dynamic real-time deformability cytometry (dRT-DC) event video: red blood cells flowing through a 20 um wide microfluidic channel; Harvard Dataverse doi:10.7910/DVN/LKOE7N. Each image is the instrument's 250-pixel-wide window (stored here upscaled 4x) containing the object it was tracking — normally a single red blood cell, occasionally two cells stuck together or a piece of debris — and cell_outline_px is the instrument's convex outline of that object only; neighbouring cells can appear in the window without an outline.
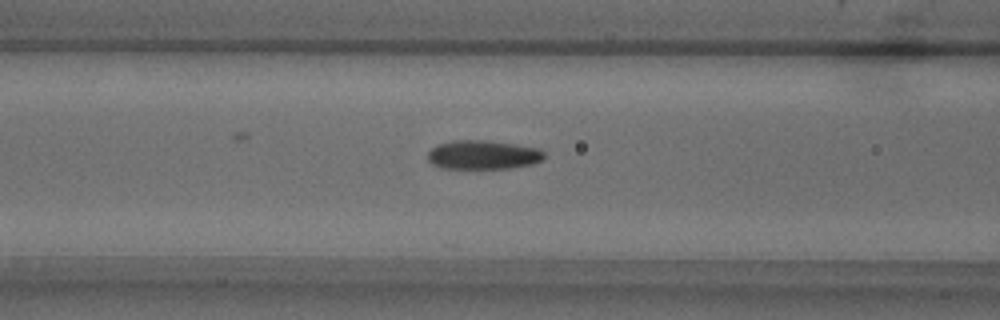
{"species": "common noctule bat (a hibernating species)", "species_latin": "Nyctalus noctula", "temperature_condition": "warm", "stored_images_in_passage": 33, "camera_frame_rate_fps": 3000, "um_per_image_px": 0.085, "animal": {"sex": "male", "body_mass_g": 18.8}, "frame": {"image": 1, "passage_image": 6, "time_ms": 1.667, "image_size_px": [1000, 320], "cell_outline_px": [[544, 160], [532, 164], [512, 168], [440, 168], [432, 164], [428, 160], [428, 152], [436, 144], [452, 140], [488, 140], [516, 144], [540, 148], [544, 152]], "centroid_in_image_um": [41.07, 13.15], "position_along_channel_um": 125.5, "area_um2": 19.94}}
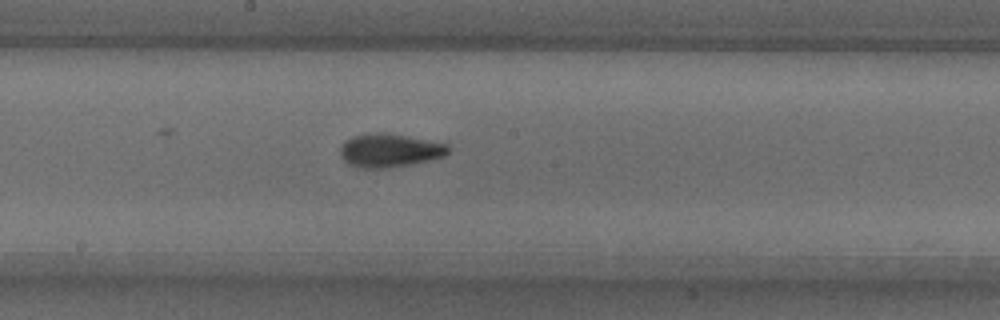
{"frame": {"image": 2, "passage_image": 13, "time_ms": 4.0, "image_size_px": [1000, 320], "cell_outline_px": [[448, 152], [444, 156], [412, 164], [388, 168], [356, 168], [348, 164], [340, 156], [340, 148], [344, 140], [352, 136], [368, 132], [384, 132], [408, 136], [448, 144]], "centroid_in_image_um": [33.05, 12.78], "position_along_channel_um": 215.1, "area_um2": 21.33}}
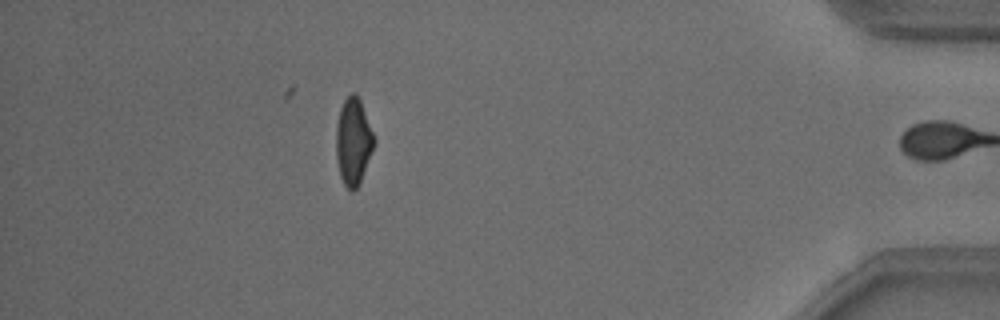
{"frame": {"image": 3, "passage_image": 32, "time_ms": 10.333, "image_size_px": [1000, 320], "cell_outline_px": [[376, 140], [360, 184], [352, 192], [344, 184], [340, 176], [336, 160], [336, 124], [340, 108], [344, 100], [352, 92], [356, 92], [360, 100]], "centroid_in_image_um": [30.02, 12.03], "position_along_channel_um": 405.2, "area_um2": 19.31}, "authors_computed_cell_mechanics": {"area_um2": 19.941, "velocity_mm_per_s": 3.8312, "shape_relaxation_time_tau1_ms": 5.8089, "shape_relaxation_time_tau2_ms": 2.7653, "deformation_change_tau1": 0.1766, "deformation_change_tau2": 0.0967}}